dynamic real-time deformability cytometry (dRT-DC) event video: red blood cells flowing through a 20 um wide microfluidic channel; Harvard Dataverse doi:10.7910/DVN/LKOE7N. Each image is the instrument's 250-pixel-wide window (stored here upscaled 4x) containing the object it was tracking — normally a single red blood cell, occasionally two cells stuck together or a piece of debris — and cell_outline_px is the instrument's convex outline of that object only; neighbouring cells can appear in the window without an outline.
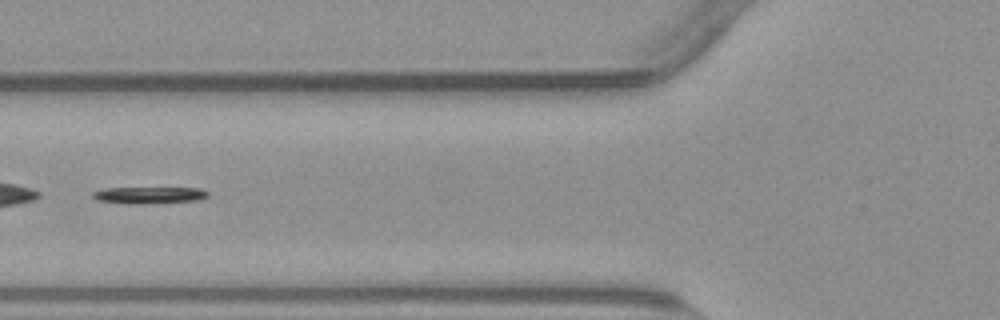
{"species": "common noctule bat (a hibernating species)", "species_latin": "Nyctalus noctula", "temperature_condition": "warm", "stored_images_in_passage": 41, "camera_frame_rate_fps": 3000, "um_per_image_px": 0.085, "animal": {"sex": "male", "body_mass_g": 23.1, "forearm_length_mm": 52.7}, "frame": {"image": 1, "passage_image": 7, "time_ms": 2.0, "image_size_px": [1000, 320], "cell_outline_px": [[208, 196], [200, 200], [136, 204], [132, 204], [96, 200], [92, 196], [92, 192], [108, 188], [200, 188], [208, 192]], "centroid_in_image_um": [12.69, 16.58], "position_along_channel_um": 113.1, "area_um2": 11.1}, "authors_computed_cell_mechanics": {"area_um2": 11.3866, "velocity_mm_per_s": 3.7878, "shape_relaxation_time_tau1_ms": 1.5959, "shape_relaxation_time_tau2_ms": null, "deformation_change_tau1": 0.1677, "deformation_change_tau2": null}}